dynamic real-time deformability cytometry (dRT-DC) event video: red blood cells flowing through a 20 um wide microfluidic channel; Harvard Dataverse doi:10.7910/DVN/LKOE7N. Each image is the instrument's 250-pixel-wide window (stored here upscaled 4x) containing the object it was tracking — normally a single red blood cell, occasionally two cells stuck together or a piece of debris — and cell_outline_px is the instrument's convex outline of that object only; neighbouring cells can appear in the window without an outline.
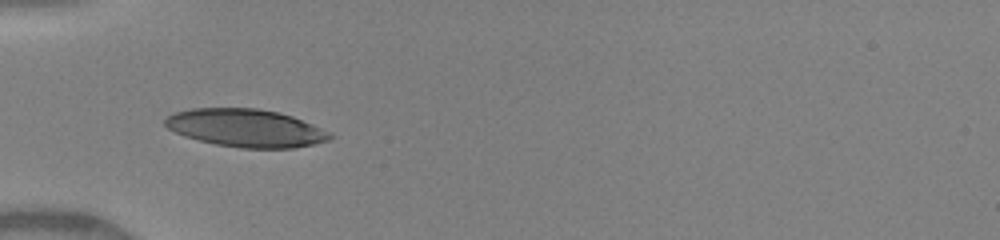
{"species": "human", "species_latin": "Homo sapiens", "temperature_condition": "warm", "stored_images_in_passage": 8, "camera_frame_rate_fps": 3000, "um_per_image_px": 0.085, "donor": {"sex": "female"}, "frame": {"image": 1, "passage_image": 1, "time_ms": 0.0, "image_size_px": [1000, 240], "cell_outline_px": [[336, 136], [328, 140], [312, 144], [292, 148], [240, 148], [216, 144], [184, 136], [168, 128], [164, 124], [164, 120], [168, 116], [176, 112], [192, 108], [256, 108], [276, 112], [292, 116], [332, 132]], "centroid_in_image_um": [20.92, 10.88], "position_along_channel_um": 64.1, "area_um2": 36.24}}
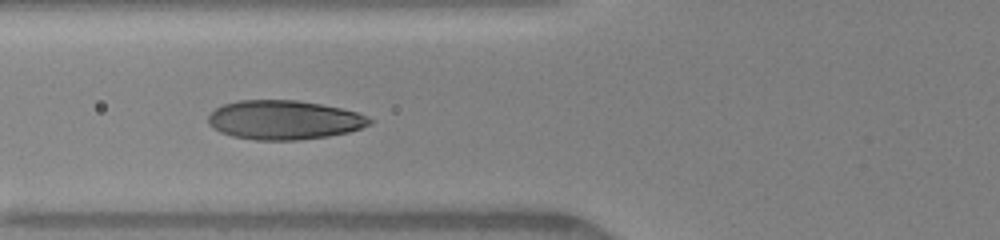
{"frame": {"image": 2, "passage_image": 7, "time_ms": 1.0, "image_size_px": [1000, 240], "cell_outline_px": [[372, 124], [348, 132], [328, 136], [296, 140], [256, 140], [232, 136], [220, 132], [212, 128], [208, 124], [208, 116], [216, 108], [224, 104], [236, 100], [296, 100], [320, 104], [360, 112], [368, 116], [372, 120]], "centroid_in_image_um": [24.14, 10.19], "position_along_channel_um": 101.7, "area_um2": 36.93}}